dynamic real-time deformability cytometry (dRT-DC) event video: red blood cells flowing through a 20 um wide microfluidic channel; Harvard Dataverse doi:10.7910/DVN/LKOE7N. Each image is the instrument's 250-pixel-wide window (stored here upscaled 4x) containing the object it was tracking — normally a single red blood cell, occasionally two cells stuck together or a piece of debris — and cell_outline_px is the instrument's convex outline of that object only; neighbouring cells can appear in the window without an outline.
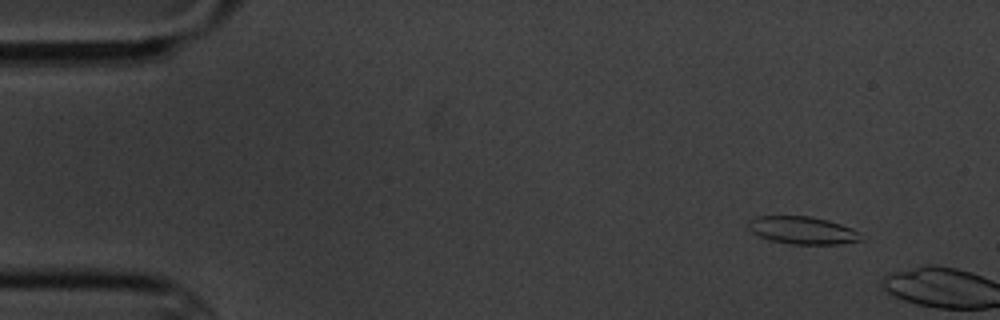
{"species": "common noctule bat (a hibernating species)", "species_latin": "Nyctalus noctula", "temperature_condition": "cold", "stored_images_in_passage": 2, "camera_frame_rate_fps": 3000, "um_per_image_px": 0.085, "animal": {"sex": "male", "body_mass_g": 20.1, "forearm_length_mm": 53.5}, "frame": {"image": 1, "passage_image": 1, "time_ms": 0.0, "image_size_px": [1000, 320], "cell_outline_px": [[864, 240], [836, 244], [788, 244], [772, 240], [760, 236], [752, 232], [748, 228], [748, 224], [756, 216], [812, 216], [828, 220], [852, 228], [860, 232]], "centroid_in_image_um": [68.26, 19.57], "position_along_channel_um": 16.7, "area_um2": 18.09}}